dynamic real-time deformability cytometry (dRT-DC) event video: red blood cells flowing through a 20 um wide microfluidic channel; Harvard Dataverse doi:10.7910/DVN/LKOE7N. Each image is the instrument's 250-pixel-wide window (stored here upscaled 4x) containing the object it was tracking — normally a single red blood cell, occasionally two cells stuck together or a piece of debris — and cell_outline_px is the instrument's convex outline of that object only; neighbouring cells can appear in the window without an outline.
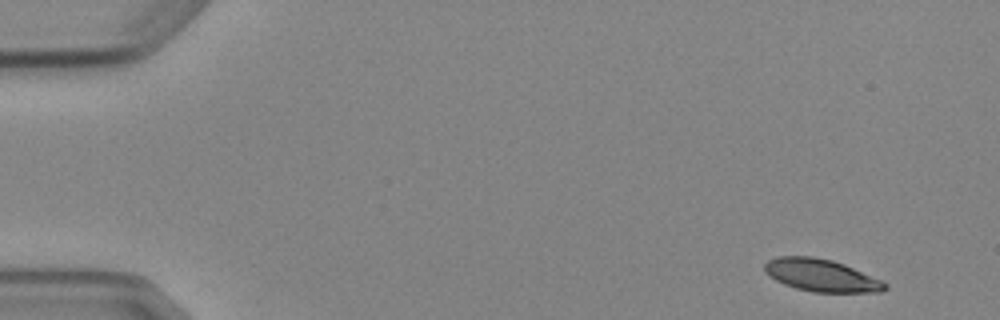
{"species": "Egyptian fruit bat (a non-hibernating species)", "species_latin": "Rousettus aegyptiacus", "temperature_condition": "cold", "stored_images_in_passage": 5, "camera_frame_rate_fps": 3000, "um_per_image_px": 0.085, "animal": {"sex": "female"}, "frame": {"image": 1, "passage_image": 1, "time_ms": 0.0, "image_size_px": [1000, 320], "cell_outline_px": [[888, 288], [884, 292], [812, 292], [796, 288], [784, 284], [776, 280], [764, 272], [764, 264], [768, 260], [776, 256], [812, 256], [832, 260], [844, 264], [884, 280], [888, 284]], "centroid_in_image_um": [69.84, 23.4], "position_along_channel_um": 15.2, "area_um2": 23.0}}
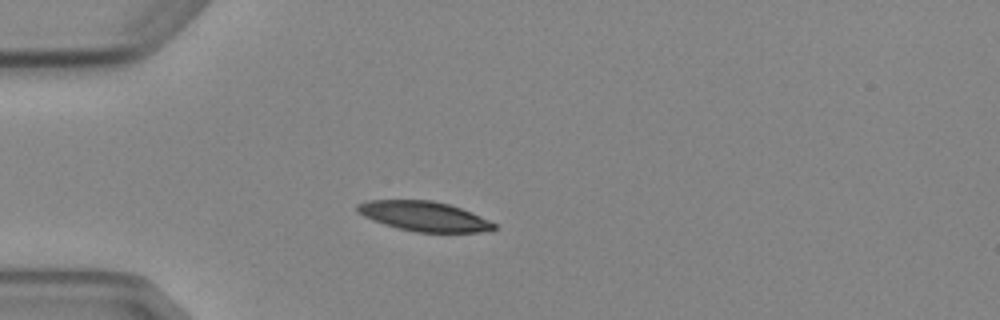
{"frame": {"image": 2, "passage_image": 4, "time_ms": 3.667, "image_size_px": [1000, 320], "cell_outline_px": [[496, 228], [480, 232], [416, 232], [384, 224], [372, 220], [364, 216], [356, 208], [356, 204], [368, 200], [432, 200], [448, 204], [472, 212], [496, 224]], "centroid_in_image_um": [36.04, 18.37], "position_along_channel_um": 49.0, "area_um2": 23.47}}